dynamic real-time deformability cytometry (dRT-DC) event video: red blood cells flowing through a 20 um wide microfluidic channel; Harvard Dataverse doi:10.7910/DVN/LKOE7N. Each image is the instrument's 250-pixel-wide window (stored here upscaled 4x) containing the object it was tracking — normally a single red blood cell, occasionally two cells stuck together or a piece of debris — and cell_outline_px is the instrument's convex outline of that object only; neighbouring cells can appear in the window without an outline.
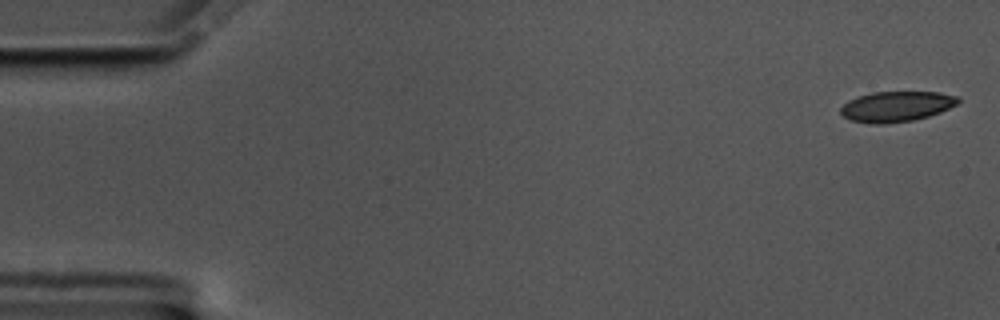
{"species": "common noctule bat (a hibernating species)", "species_latin": "Nyctalus noctula", "temperature_condition": "cold", "stored_images_in_passage": 57, "camera_frame_rate_fps": 3000, "um_per_image_px": 0.085, "animal": {"sex": "male", "body_mass_g": 17.5, "forearm_length_mm": 52.3}, "frame": {"image": 1, "passage_image": 1, "time_ms": 0.0, "image_size_px": [1000, 320], "cell_outline_px": [[960, 100], [956, 104], [940, 112], [928, 116], [912, 120], [884, 124], [872, 124], [848, 120], [840, 112], [840, 108], [848, 100], [856, 96], [872, 92], [940, 92], [960, 96]], "centroid_in_image_um": [76.17, 9.04], "position_along_channel_um": 8.8, "area_um2": 20.92}}
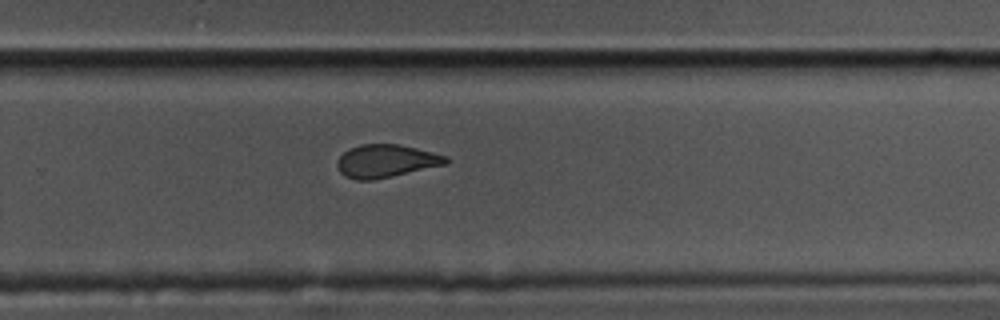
{"frame": {"image": 2, "passage_image": 37, "time_ms": 12.0, "image_size_px": [1000, 320], "cell_outline_px": [[448, 164], [392, 176], [372, 180], [356, 180], [344, 176], [340, 172], [336, 164], [340, 156], [348, 148], [360, 144], [400, 144], [448, 156]], "centroid_in_image_um": [32.8, 13.68], "position_along_channel_um": 297.0, "area_um2": 20.92}}
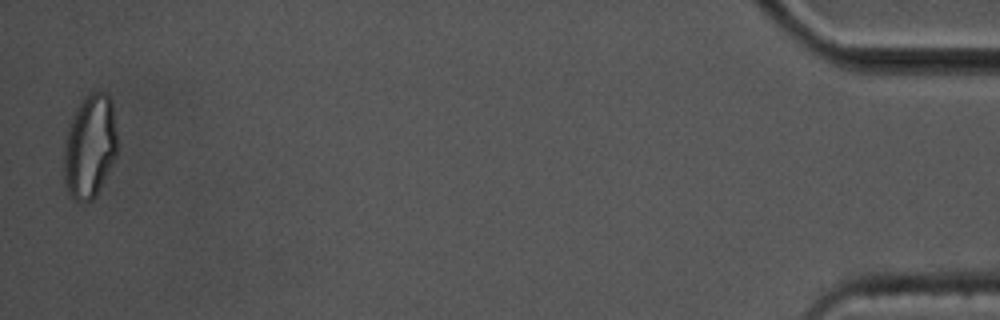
{"frame": {"image": 3, "passage_image": 56, "time_ms": 18.333, "image_size_px": [1000, 320], "cell_outline_px": [[116, 156], [96, 196], [92, 200], [76, 200], [68, 196], [64, 180], [64, 148], [68, 128], [84, 96], [92, 92], [104, 92], [112, 100], [116, 132]], "centroid_in_image_um": [7.63, 12.47], "position_along_channel_um": 427.6, "area_um2": 31.91}, "authors_computed_cell_mechanics": {"area_um2": 22.0218, "velocity_mm_per_s": 3.5089, "shape_relaxation_time_tau1_ms": null, "shape_relaxation_time_tau2_ms": 2.41, "deformation_change_tau1": null, "deformation_change_tau2": 0.0842}}